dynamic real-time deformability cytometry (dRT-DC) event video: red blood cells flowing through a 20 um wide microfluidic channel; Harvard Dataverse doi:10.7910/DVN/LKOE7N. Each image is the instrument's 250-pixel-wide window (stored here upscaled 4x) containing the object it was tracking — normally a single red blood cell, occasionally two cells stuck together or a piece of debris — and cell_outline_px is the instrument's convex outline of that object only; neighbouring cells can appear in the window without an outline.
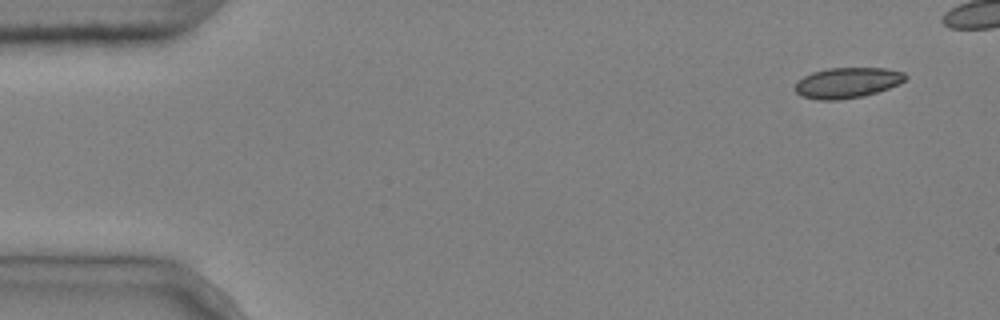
{"species": "common noctule bat (a hibernating species)", "species_latin": "Nyctalus noctula", "temperature_condition": "cold", "stored_images_in_passage": 5, "camera_frame_rate_fps": 3000, "um_per_image_px": 0.085, "animal": {"sex": "male", "body_mass_g": 20.4}, "frame": {"image": 1, "passage_image": 1, "time_ms": 0.0, "image_size_px": [1000, 320], "cell_outline_px": [[908, 76], [900, 84], [864, 96], [840, 100], [816, 100], [804, 96], [796, 92], [796, 80], [812, 72], [828, 68], [884, 68], [904, 72]], "centroid_in_image_um": [72.02, 7.03], "position_along_channel_um": 13.0, "area_um2": 19.65}}
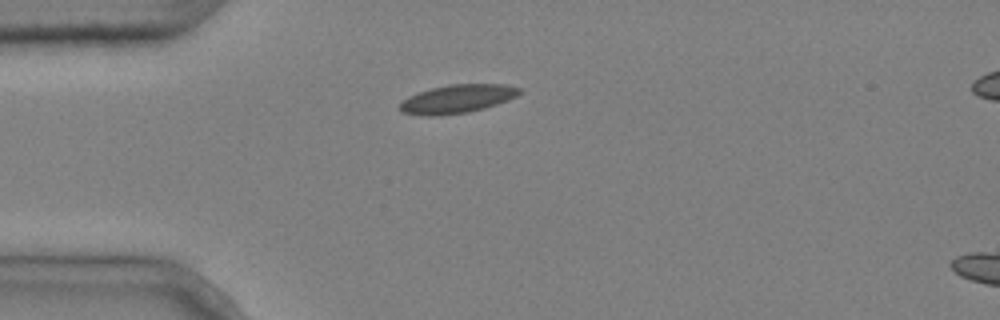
{"frame": {"image": 2, "passage_image": 5, "time_ms": 1.333, "image_size_px": [1000, 320], "cell_outline_px": [[524, 88], [516, 96], [508, 100], [484, 108], [468, 112], [440, 116], [420, 116], [400, 112], [400, 104], [408, 96], [432, 88], [448, 84], [504, 84]], "centroid_in_image_um": [38.87, 8.41], "position_along_channel_um": 46.1, "area_um2": 19.94}}